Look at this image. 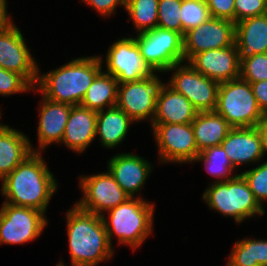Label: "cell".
<instances>
[{
  "label": "cell",
  "instance_id": "cell-1",
  "mask_svg": "<svg viewBox=\"0 0 267 266\" xmlns=\"http://www.w3.org/2000/svg\"><path fill=\"white\" fill-rule=\"evenodd\" d=\"M58 184L41 153L33 152L2 180L4 203L28 207L45 214Z\"/></svg>",
  "mask_w": 267,
  "mask_h": 266
},
{
  "label": "cell",
  "instance_id": "cell-2",
  "mask_svg": "<svg viewBox=\"0 0 267 266\" xmlns=\"http://www.w3.org/2000/svg\"><path fill=\"white\" fill-rule=\"evenodd\" d=\"M72 266H96L113 257L102 217L80 209L76 204L66 214ZM56 266H65L59 262Z\"/></svg>",
  "mask_w": 267,
  "mask_h": 266
},
{
  "label": "cell",
  "instance_id": "cell-3",
  "mask_svg": "<svg viewBox=\"0 0 267 266\" xmlns=\"http://www.w3.org/2000/svg\"><path fill=\"white\" fill-rule=\"evenodd\" d=\"M99 56L73 59L63 66L38 74V85L42 95L52 101L69 105H80L94 78L102 71Z\"/></svg>",
  "mask_w": 267,
  "mask_h": 266
},
{
  "label": "cell",
  "instance_id": "cell-4",
  "mask_svg": "<svg viewBox=\"0 0 267 266\" xmlns=\"http://www.w3.org/2000/svg\"><path fill=\"white\" fill-rule=\"evenodd\" d=\"M108 212L109 221L105 214L101 217L111 245L114 235L120 244L136 250L152 232L154 205L141 197H130Z\"/></svg>",
  "mask_w": 267,
  "mask_h": 266
},
{
  "label": "cell",
  "instance_id": "cell-5",
  "mask_svg": "<svg viewBox=\"0 0 267 266\" xmlns=\"http://www.w3.org/2000/svg\"><path fill=\"white\" fill-rule=\"evenodd\" d=\"M203 200L209 205L210 210L218 211L226 217H233L238 224L265 213L240 173L224 182L214 181L204 191Z\"/></svg>",
  "mask_w": 267,
  "mask_h": 266
},
{
  "label": "cell",
  "instance_id": "cell-6",
  "mask_svg": "<svg viewBox=\"0 0 267 266\" xmlns=\"http://www.w3.org/2000/svg\"><path fill=\"white\" fill-rule=\"evenodd\" d=\"M215 111L233 127H256L267 117L262 113L251 84L242 78L222 82Z\"/></svg>",
  "mask_w": 267,
  "mask_h": 266
},
{
  "label": "cell",
  "instance_id": "cell-7",
  "mask_svg": "<svg viewBox=\"0 0 267 266\" xmlns=\"http://www.w3.org/2000/svg\"><path fill=\"white\" fill-rule=\"evenodd\" d=\"M135 41L143 59L154 72H168L172 66L185 61L183 36L176 31L156 27L137 33Z\"/></svg>",
  "mask_w": 267,
  "mask_h": 266
},
{
  "label": "cell",
  "instance_id": "cell-8",
  "mask_svg": "<svg viewBox=\"0 0 267 266\" xmlns=\"http://www.w3.org/2000/svg\"><path fill=\"white\" fill-rule=\"evenodd\" d=\"M48 224L43 212L3 203L0 209V244H24L35 240Z\"/></svg>",
  "mask_w": 267,
  "mask_h": 266
},
{
  "label": "cell",
  "instance_id": "cell-9",
  "mask_svg": "<svg viewBox=\"0 0 267 266\" xmlns=\"http://www.w3.org/2000/svg\"><path fill=\"white\" fill-rule=\"evenodd\" d=\"M174 71L169 83L176 92L184 95L198 112L215 111L220 83L198 71L188 62L178 63L168 71Z\"/></svg>",
  "mask_w": 267,
  "mask_h": 266
},
{
  "label": "cell",
  "instance_id": "cell-10",
  "mask_svg": "<svg viewBox=\"0 0 267 266\" xmlns=\"http://www.w3.org/2000/svg\"><path fill=\"white\" fill-rule=\"evenodd\" d=\"M162 163L193 162L199 151L191 123H151Z\"/></svg>",
  "mask_w": 267,
  "mask_h": 266
},
{
  "label": "cell",
  "instance_id": "cell-11",
  "mask_svg": "<svg viewBox=\"0 0 267 266\" xmlns=\"http://www.w3.org/2000/svg\"><path fill=\"white\" fill-rule=\"evenodd\" d=\"M162 83L154 73L139 81L119 84L116 106L135 122L149 118L153 122L157 94Z\"/></svg>",
  "mask_w": 267,
  "mask_h": 266
},
{
  "label": "cell",
  "instance_id": "cell-12",
  "mask_svg": "<svg viewBox=\"0 0 267 266\" xmlns=\"http://www.w3.org/2000/svg\"><path fill=\"white\" fill-rule=\"evenodd\" d=\"M106 71L117 79L119 84L139 81L155 72L145 62L133 37H124L114 42L107 50Z\"/></svg>",
  "mask_w": 267,
  "mask_h": 266
},
{
  "label": "cell",
  "instance_id": "cell-13",
  "mask_svg": "<svg viewBox=\"0 0 267 266\" xmlns=\"http://www.w3.org/2000/svg\"><path fill=\"white\" fill-rule=\"evenodd\" d=\"M80 177L79 185L84 195L76 205L84 211L102 216L104 211H108L130 198L109 171Z\"/></svg>",
  "mask_w": 267,
  "mask_h": 266
},
{
  "label": "cell",
  "instance_id": "cell-14",
  "mask_svg": "<svg viewBox=\"0 0 267 266\" xmlns=\"http://www.w3.org/2000/svg\"><path fill=\"white\" fill-rule=\"evenodd\" d=\"M235 44V23L215 17L194 27L183 36L184 60H190L197 53L220 49Z\"/></svg>",
  "mask_w": 267,
  "mask_h": 266
},
{
  "label": "cell",
  "instance_id": "cell-15",
  "mask_svg": "<svg viewBox=\"0 0 267 266\" xmlns=\"http://www.w3.org/2000/svg\"><path fill=\"white\" fill-rule=\"evenodd\" d=\"M35 61L13 22L0 30V67L23 75L36 88L40 71Z\"/></svg>",
  "mask_w": 267,
  "mask_h": 266
},
{
  "label": "cell",
  "instance_id": "cell-16",
  "mask_svg": "<svg viewBox=\"0 0 267 266\" xmlns=\"http://www.w3.org/2000/svg\"><path fill=\"white\" fill-rule=\"evenodd\" d=\"M187 62L196 71L218 83L240 77V62L236 43L229 47L197 53Z\"/></svg>",
  "mask_w": 267,
  "mask_h": 266
},
{
  "label": "cell",
  "instance_id": "cell-17",
  "mask_svg": "<svg viewBox=\"0 0 267 266\" xmlns=\"http://www.w3.org/2000/svg\"><path fill=\"white\" fill-rule=\"evenodd\" d=\"M221 146L224 148L232 165L256 163L263 158L262 137L260 129L256 127L232 128Z\"/></svg>",
  "mask_w": 267,
  "mask_h": 266
},
{
  "label": "cell",
  "instance_id": "cell-18",
  "mask_svg": "<svg viewBox=\"0 0 267 266\" xmlns=\"http://www.w3.org/2000/svg\"><path fill=\"white\" fill-rule=\"evenodd\" d=\"M107 170L118 185L130 196L142 189L152 170V164L132 153L113 156L108 162Z\"/></svg>",
  "mask_w": 267,
  "mask_h": 266
},
{
  "label": "cell",
  "instance_id": "cell-19",
  "mask_svg": "<svg viewBox=\"0 0 267 266\" xmlns=\"http://www.w3.org/2000/svg\"><path fill=\"white\" fill-rule=\"evenodd\" d=\"M198 111L182 94L167 83H162L156 99V109L152 123H192Z\"/></svg>",
  "mask_w": 267,
  "mask_h": 266
},
{
  "label": "cell",
  "instance_id": "cell-20",
  "mask_svg": "<svg viewBox=\"0 0 267 266\" xmlns=\"http://www.w3.org/2000/svg\"><path fill=\"white\" fill-rule=\"evenodd\" d=\"M96 125L97 111L72 106L61 143L77 153L83 152L97 136Z\"/></svg>",
  "mask_w": 267,
  "mask_h": 266
},
{
  "label": "cell",
  "instance_id": "cell-21",
  "mask_svg": "<svg viewBox=\"0 0 267 266\" xmlns=\"http://www.w3.org/2000/svg\"><path fill=\"white\" fill-rule=\"evenodd\" d=\"M38 123V142L41 153L49 144L60 143L72 105L55 102L42 96Z\"/></svg>",
  "mask_w": 267,
  "mask_h": 266
},
{
  "label": "cell",
  "instance_id": "cell-22",
  "mask_svg": "<svg viewBox=\"0 0 267 266\" xmlns=\"http://www.w3.org/2000/svg\"><path fill=\"white\" fill-rule=\"evenodd\" d=\"M235 43L239 62L255 54L267 53V13L237 22Z\"/></svg>",
  "mask_w": 267,
  "mask_h": 266
},
{
  "label": "cell",
  "instance_id": "cell-23",
  "mask_svg": "<svg viewBox=\"0 0 267 266\" xmlns=\"http://www.w3.org/2000/svg\"><path fill=\"white\" fill-rule=\"evenodd\" d=\"M22 132L0 123V180H3L34 150Z\"/></svg>",
  "mask_w": 267,
  "mask_h": 266
},
{
  "label": "cell",
  "instance_id": "cell-24",
  "mask_svg": "<svg viewBox=\"0 0 267 266\" xmlns=\"http://www.w3.org/2000/svg\"><path fill=\"white\" fill-rule=\"evenodd\" d=\"M199 153L212 146L221 145L233 128L228 121L216 111L198 112L191 123Z\"/></svg>",
  "mask_w": 267,
  "mask_h": 266
},
{
  "label": "cell",
  "instance_id": "cell-25",
  "mask_svg": "<svg viewBox=\"0 0 267 266\" xmlns=\"http://www.w3.org/2000/svg\"><path fill=\"white\" fill-rule=\"evenodd\" d=\"M132 122L134 121L117 106L97 111L96 135H99L104 147L114 148L125 139Z\"/></svg>",
  "mask_w": 267,
  "mask_h": 266
},
{
  "label": "cell",
  "instance_id": "cell-26",
  "mask_svg": "<svg viewBox=\"0 0 267 266\" xmlns=\"http://www.w3.org/2000/svg\"><path fill=\"white\" fill-rule=\"evenodd\" d=\"M118 85L114 76L101 71L87 89L80 105L94 111L116 106Z\"/></svg>",
  "mask_w": 267,
  "mask_h": 266
},
{
  "label": "cell",
  "instance_id": "cell-27",
  "mask_svg": "<svg viewBox=\"0 0 267 266\" xmlns=\"http://www.w3.org/2000/svg\"><path fill=\"white\" fill-rule=\"evenodd\" d=\"M228 260L226 266H267V240L236 242Z\"/></svg>",
  "mask_w": 267,
  "mask_h": 266
},
{
  "label": "cell",
  "instance_id": "cell-28",
  "mask_svg": "<svg viewBox=\"0 0 267 266\" xmlns=\"http://www.w3.org/2000/svg\"><path fill=\"white\" fill-rule=\"evenodd\" d=\"M159 0H126L125 9L135 29L143 33L157 27Z\"/></svg>",
  "mask_w": 267,
  "mask_h": 266
},
{
  "label": "cell",
  "instance_id": "cell-29",
  "mask_svg": "<svg viewBox=\"0 0 267 266\" xmlns=\"http://www.w3.org/2000/svg\"><path fill=\"white\" fill-rule=\"evenodd\" d=\"M195 161H202L208 173L217 177L216 182H224L236 176L230 175L233 172L234 166L221 145L212 146L201 151L195 158Z\"/></svg>",
  "mask_w": 267,
  "mask_h": 266
},
{
  "label": "cell",
  "instance_id": "cell-30",
  "mask_svg": "<svg viewBox=\"0 0 267 266\" xmlns=\"http://www.w3.org/2000/svg\"><path fill=\"white\" fill-rule=\"evenodd\" d=\"M209 18H211V15L206 0H182L180 8L182 36L185 32L199 26Z\"/></svg>",
  "mask_w": 267,
  "mask_h": 266
},
{
  "label": "cell",
  "instance_id": "cell-31",
  "mask_svg": "<svg viewBox=\"0 0 267 266\" xmlns=\"http://www.w3.org/2000/svg\"><path fill=\"white\" fill-rule=\"evenodd\" d=\"M181 5L182 0H159L157 27L173 30L182 35Z\"/></svg>",
  "mask_w": 267,
  "mask_h": 266
},
{
  "label": "cell",
  "instance_id": "cell-32",
  "mask_svg": "<svg viewBox=\"0 0 267 266\" xmlns=\"http://www.w3.org/2000/svg\"><path fill=\"white\" fill-rule=\"evenodd\" d=\"M240 78L249 83L267 80V53L255 54L241 61Z\"/></svg>",
  "mask_w": 267,
  "mask_h": 266
},
{
  "label": "cell",
  "instance_id": "cell-33",
  "mask_svg": "<svg viewBox=\"0 0 267 266\" xmlns=\"http://www.w3.org/2000/svg\"><path fill=\"white\" fill-rule=\"evenodd\" d=\"M240 174L246 180L258 203L263 206V201H267V161Z\"/></svg>",
  "mask_w": 267,
  "mask_h": 266
},
{
  "label": "cell",
  "instance_id": "cell-34",
  "mask_svg": "<svg viewBox=\"0 0 267 266\" xmlns=\"http://www.w3.org/2000/svg\"><path fill=\"white\" fill-rule=\"evenodd\" d=\"M21 74L0 67V94L9 96L15 93L30 91L35 87Z\"/></svg>",
  "mask_w": 267,
  "mask_h": 266
},
{
  "label": "cell",
  "instance_id": "cell-35",
  "mask_svg": "<svg viewBox=\"0 0 267 266\" xmlns=\"http://www.w3.org/2000/svg\"><path fill=\"white\" fill-rule=\"evenodd\" d=\"M235 24L246 18L267 13V0H234Z\"/></svg>",
  "mask_w": 267,
  "mask_h": 266
},
{
  "label": "cell",
  "instance_id": "cell-36",
  "mask_svg": "<svg viewBox=\"0 0 267 266\" xmlns=\"http://www.w3.org/2000/svg\"><path fill=\"white\" fill-rule=\"evenodd\" d=\"M211 17L230 20L235 23L234 0H206Z\"/></svg>",
  "mask_w": 267,
  "mask_h": 266
},
{
  "label": "cell",
  "instance_id": "cell-37",
  "mask_svg": "<svg viewBox=\"0 0 267 266\" xmlns=\"http://www.w3.org/2000/svg\"><path fill=\"white\" fill-rule=\"evenodd\" d=\"M86 4L93 7L99 14L110 16L119 4L125 9L126 0H82Z\"/></svg>",
  "mask_w": 267,
  "mask_h": 266
},
{
  "label": "cell",
  "instance_id": "cell-38",
  "mask_svg": "<svg viewBox=\"0 0 267 266\" xmlns=\"http://www.w3.org/2000/svg\"><path fill=\"white\" fill-rule=\"evenodd\" d=\"M250 84L258 106L267 117V80L252 82Z\"/></svg>",
  "mask_w": 267,
  "mask_h": 266
},
{
  "label": "cell",
  "instance_id": "cell-39",
  "mask_svg": "<svg viewBox=\"0 0 267 266\" xmlns=\"http://www.w3.org/2000/svg\"><path fill=\"white\" fill-rule=\"evenodd\" d=\"M10 19L12 18L7 13V1L0 0V30L5 29L12 23Z\"/></svg>",
  "mask_w": 267,
  "mask_h": 266
},
{
  "label": "cell",
  "instance_id": "cell-40",
  "mask_svg": "<svg viewBox=\"0 0 267 266\" xmlns=\"http://www.w3.org/2000/svg\"><path fill=\"white\" fill-rule=\"evenodd\" d=\"M262 137V151L263 155L267 152V118L258 126Z\"/></svg>",
  "mask_w": 267,
  "mask_h": 266
}]
</instances>
